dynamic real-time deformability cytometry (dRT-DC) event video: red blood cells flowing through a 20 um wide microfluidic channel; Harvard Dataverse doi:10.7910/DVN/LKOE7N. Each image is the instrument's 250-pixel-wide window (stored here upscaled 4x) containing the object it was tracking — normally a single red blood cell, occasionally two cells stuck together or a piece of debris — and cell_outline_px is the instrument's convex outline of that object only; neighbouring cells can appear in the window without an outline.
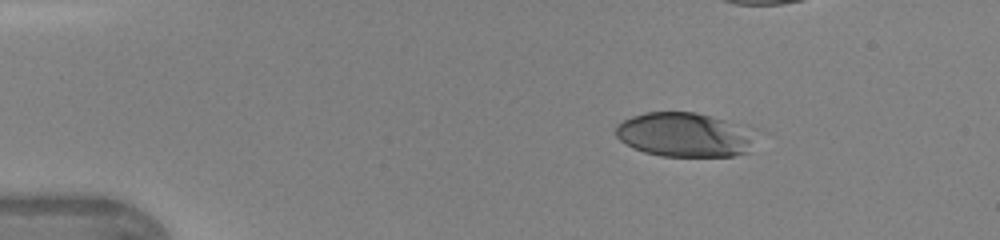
{"species": "human", "species_latin": "Homo sapiens", "temperature_condition": "warm", "stored_images_in_passage": 32, "camera_frame_rate_fps": 3000, "um_per_image_px": 0.085, "donor": {"sex": "female"}, "frame": {"image": 1, "passage_image": 1, "time_ms": 0.0, "image_size_px": [1000, 240], "cell_outline_px": [[748, 152], [732, 156], [660, 156], [644, 152], [620, 140], [616, 136], [616, 124], [632, 116], [644, 112], [696, 112], [724, 120], [748, 140]], "centroid_in_image_um": [57.92, 11.46], "position_along_channel_um": 27.1, "area_um2": 34.22}}
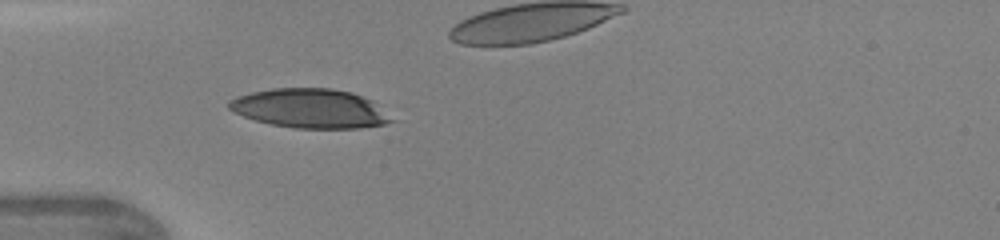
{"frame": {"image": 2, "passage_image": 8, "time_ms": 2.333, "image_size_px": [1000, 240], "cell_outline_px": [[396, 120], [384, 124], [360, 128], [296, 128], [272, 124], [256, 120], [244, 116], [228, 108], [228, 100], [236, 96], [252, 92], [272, 88], [332, 88], [352, 92], [372, 100]], "centroid_in_image_um": [26.37, 9.21], "position_along_channel_um": 58.6, "area_um2": 37.11}}
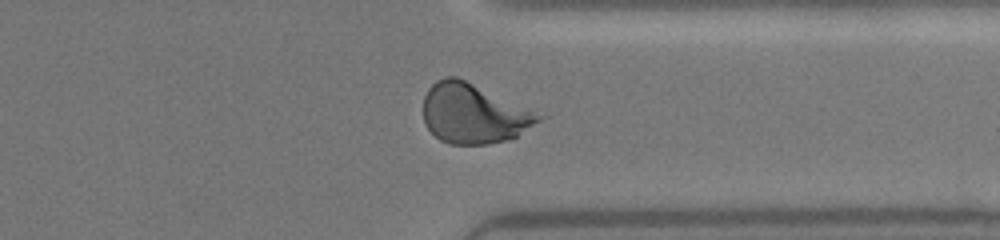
{"frame": {"image": 3, "passage_image": 30, "time_ms": 9.667, "image_size_px": [1000, 240], "cell_outline_px": [[548, 116], [516, 136], [508, 140], [488, 144], [448, 144], [440, 140], [424, 124], [424, 96], [428, 88], [436, 80], [444, 76], [456, 76]], "centroid_in_image_um": [40.27, 9.65], "position_along_channel_um": 371.1, "area_um2": 40.29}}